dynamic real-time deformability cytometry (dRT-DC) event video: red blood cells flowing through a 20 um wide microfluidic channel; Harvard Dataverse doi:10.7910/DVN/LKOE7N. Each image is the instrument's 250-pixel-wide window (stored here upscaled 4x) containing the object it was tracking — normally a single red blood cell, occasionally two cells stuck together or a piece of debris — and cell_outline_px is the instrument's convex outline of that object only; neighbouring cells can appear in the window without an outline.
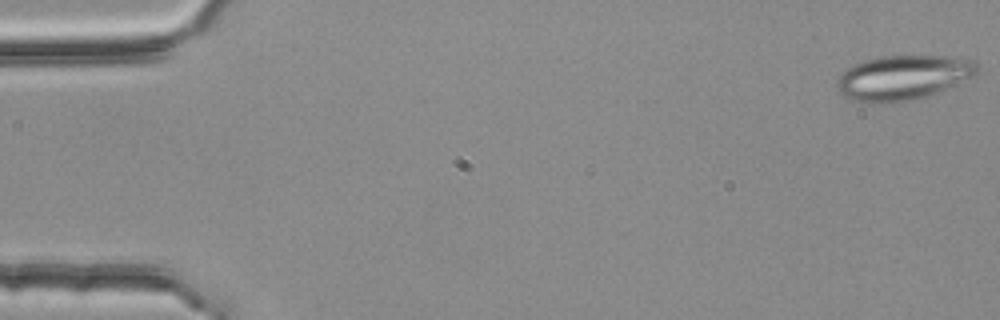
{"species": "common noctule bat (a hibernating species)", "species_latin": "Nyctalus noctula", "temperature_condition": "room temperature", "stored_images_in_passage": 54, "segment_of_instrument_passage": [1, 2], "camera_frame_rate_fps": 3000, "um_per_image_px": 0.085, "animal": {"sex": "female", "body_mass_g": 25.1}, "frame": {"image": 1, "passage_image": 1, "time_ms": 0.0, "image_size_px": [1000, 320], "cell_outline_px": [[976, 72], [972, 76], [944, 92], [916, 100], [884, 104], [868, 104], [852, 100], [840, 92], [836, 88], [836, 80], [848, 68], [864, 60], [884, 56], [956, 56], [976, 60]], "centroid_in_image_um": [76.79, 6.63], "position_along_channel_um": 8.2, "area_um2": 37.17}}